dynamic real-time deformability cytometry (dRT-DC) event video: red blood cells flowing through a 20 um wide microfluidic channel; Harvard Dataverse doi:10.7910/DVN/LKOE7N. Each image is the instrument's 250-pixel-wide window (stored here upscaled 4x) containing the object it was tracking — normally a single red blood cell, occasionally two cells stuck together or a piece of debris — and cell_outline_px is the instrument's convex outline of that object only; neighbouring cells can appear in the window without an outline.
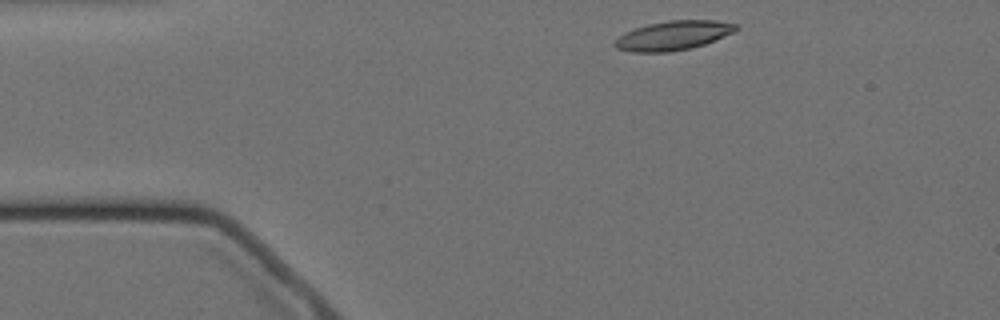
{"species": "Egyptian fruit bat (a non-hibernating species)", "species_latin": "Rousettus aegyptiacus", "temperature_condition": "cold", "stored_images_in_passage": 4, "camera_frame_rate_fps": 3000, "um_per_image_px": 0.085, "animal": {"sex": "female"}, "frame": {"image": 1, "passage_image": 1, "time_ms": 0.0, "image_size_px": [1000, 320], "cell_outline_px": [[740, 28], [732, 32], [704, 44], [692, 48], [668, 52], [632, 52], [616, 48], [612, 44], [624, 32], [648, 24], [668, 20], [716, 20], [736, 24]], "centroid_in_image_um": [57.2, 3.02], "position_along_channel_um": 27.8, "area_um2": 20.52}}
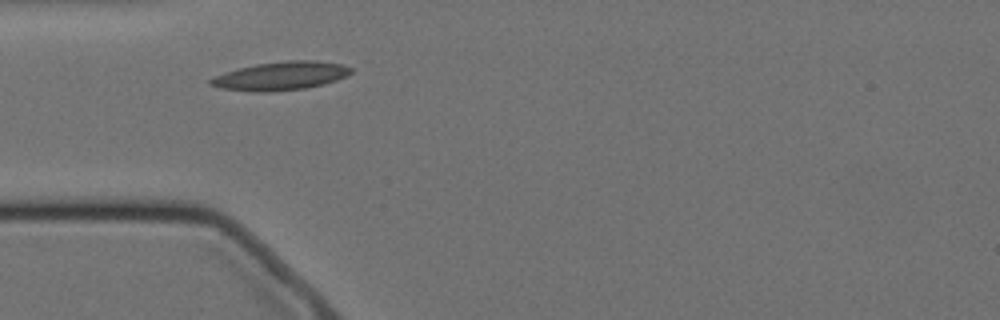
{"frame": {"image": 2, "passage_image": 3, "time_ms": 2.333, "image_size_px": [1000, 320], "cell_outline_px": [[352, 72], [336, 80], [324, 84], [304, 88], [268, 92], [252, 92], [220, 88], [208, 84], [208, 80], [212, 76], [224, 72], [256, 64], [284, 60], [320, 60], [340, 64], [352, 68]], "centroid_in_image_um": [23.82, 6.45], "position_along_channel_um": 61.2, "area_um2": 23.41}}
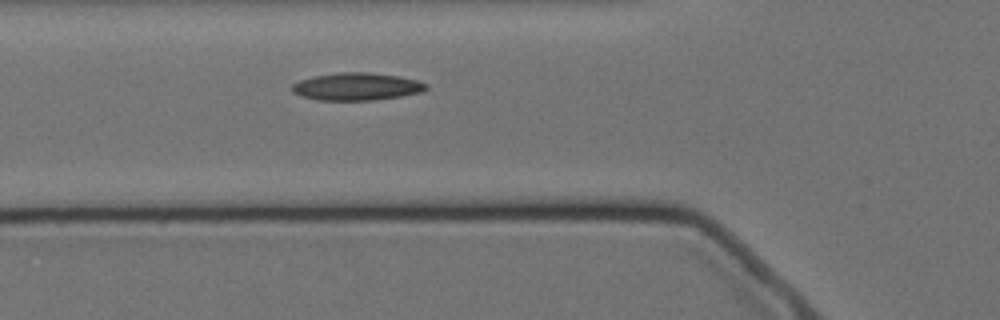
{"frame": {"image": 3, "passage_image": 4, "time_ms": 3.333, "image_size_px": [1000, 320], "cell_outline_px": [[428, 88], [420, 92], [400, 96], [376, 100], [316, 100], [300, 96], [292, 92], [292, 84], [300, 80], [312, 76], [340, 72], [368, 72], [396, 76], [416, 80], [428, 84]], "centroid_in_image_um": [30.28, 7.36], "position_along_channel_um": 95.5, "area_um2": 21.5}}